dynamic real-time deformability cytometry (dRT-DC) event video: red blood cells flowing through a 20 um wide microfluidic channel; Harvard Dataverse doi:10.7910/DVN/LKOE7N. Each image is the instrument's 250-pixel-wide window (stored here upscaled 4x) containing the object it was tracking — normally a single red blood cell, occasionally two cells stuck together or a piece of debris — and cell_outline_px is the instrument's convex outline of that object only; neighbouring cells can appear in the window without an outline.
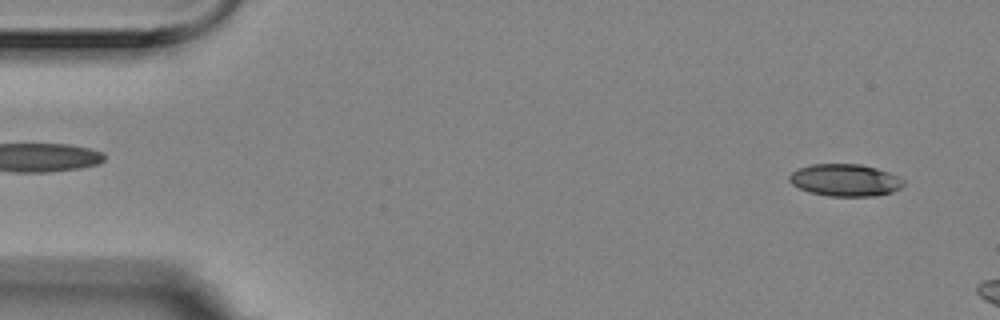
{"species": "Egyptian fruit bat (a non-hibernating species)", "species_latin": "Rousettus aegyptiacus", "temperature_condition": "room temperature", "stored_images_in_passage": 9, "camera_frame_rate_fps": 3000, "um_per_image_px": 0.085, "animal": {"sex": "female"}, "frame": {"image": 1, "passage_image": 3, "time_ms": 0.667, "image_size_px": [1000, 320], "cell_outline_px": [[904, 184], [900, 188], [892, 192], [872, 196], [828, 196], [808, 192], [792, 184], [788, 180], [788, 176], [796, 168], [812, 164], [860, 164], [876, 168], [900, 176], [904, 180]], "centroid_in_image_um": [71.82, 15.31], "position_along_channel_um": 13.2, "area_um2": 21.56}}